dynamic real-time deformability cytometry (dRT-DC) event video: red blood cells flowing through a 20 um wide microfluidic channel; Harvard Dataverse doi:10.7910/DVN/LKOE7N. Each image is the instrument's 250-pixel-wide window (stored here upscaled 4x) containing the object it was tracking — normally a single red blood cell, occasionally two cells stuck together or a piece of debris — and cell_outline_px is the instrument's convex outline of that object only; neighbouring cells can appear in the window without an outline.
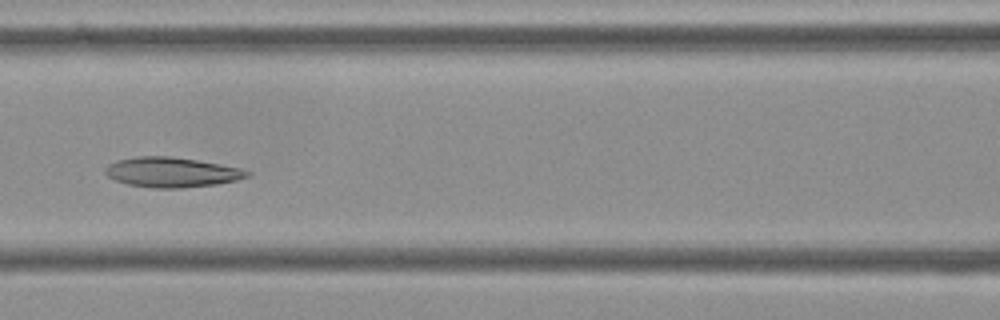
{"species": "Egyptian fruit bat (a non-hibernating species)", "species_latin": "Rousettus aegyptiacus", "temperature_condition": "cold", "stored_images_in_passage": 55, "camera_frame_rate_fps": 3000, "um_per_image_px": 0.085, "frame": {"image": 1, "passage_image": 24, "time_ms": 7.667, "image_size_px": [1000, 320], "cell_outline_px": [[252, 172], [248, 176], [236, 180], [216, 184], [180, 188], [152, 188], [128, 184], [116, 180], [108, 176], [104, 172], [104, 168], [108, 164], [116, 160], [136, 156], [172, 156], [220, 164], [240, 168]], "centroid_in_image_um": [14.56, 14.63], "position_along_channel_um": 152.0, "area_um2": 24.74}}
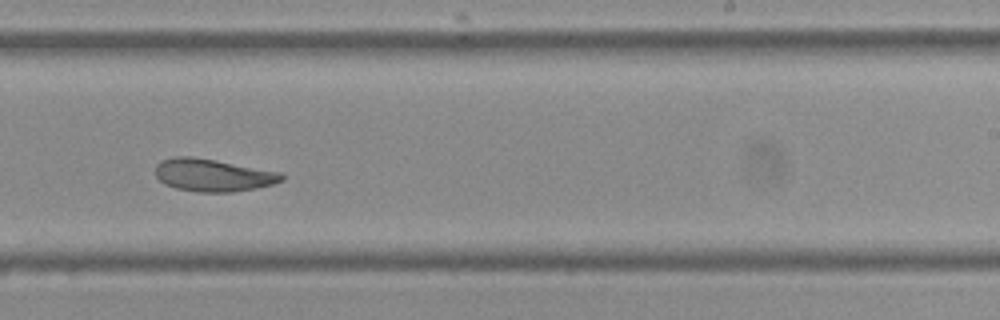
{"frame": {"image": 2, "passage_image": 34, "time_ms": 11.0, "image_size_px": [1000, 320], "cell_outline_px": [[284, 180], [272, 184], [256, 188], [232, 192], [196, 192], [176, 188], [164, 184], [156, 176], [156, 164], [160, 160], [176, 156], [192, 156], [216, 160], [284, 172]], "centroid_in_image_um": [18.12, 14.88], "position_along_channel_um": 270.9, "area_um2": 24.22}}
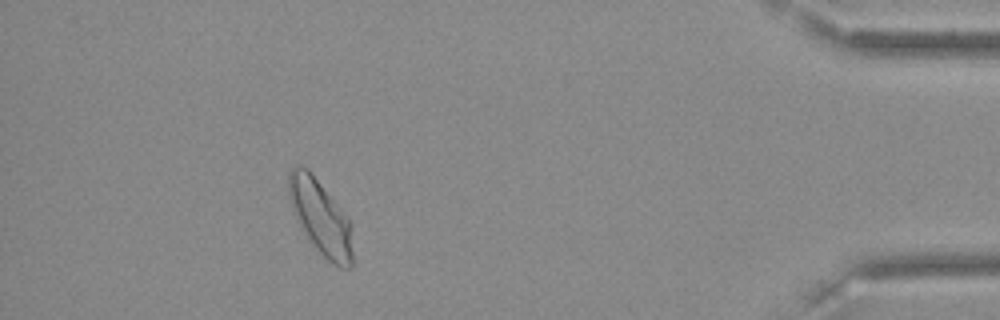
{"frame": {"image": 3, "passage_image": 50, "time_ms": 16.333, "image_size_px": [1000, 320], "cell_outline_px": [[352, 268], [340, 268], [332, 264], [308, 240], [292, 208], [288, 196], [288, 172], [292, 168], [300, 164], [308, 168], [348, 216], [352, 224]], "centroid_in_image_um": [27.26, 18.45], "position_along_channel_um": 407.9, "area_um2": 28.09}, "authors_computed_cell_mechanics": {"area_um2": 25.6054, "velocity_mm_per_s": 3.5799, "shape_relaxation_time_tau1_ms": 4.8503, "shape_relaxation_time_tau2_ms": 11.0043, "deformation_change_tau1": 0.1276, "deformation_change_tau2": 0.1533}}